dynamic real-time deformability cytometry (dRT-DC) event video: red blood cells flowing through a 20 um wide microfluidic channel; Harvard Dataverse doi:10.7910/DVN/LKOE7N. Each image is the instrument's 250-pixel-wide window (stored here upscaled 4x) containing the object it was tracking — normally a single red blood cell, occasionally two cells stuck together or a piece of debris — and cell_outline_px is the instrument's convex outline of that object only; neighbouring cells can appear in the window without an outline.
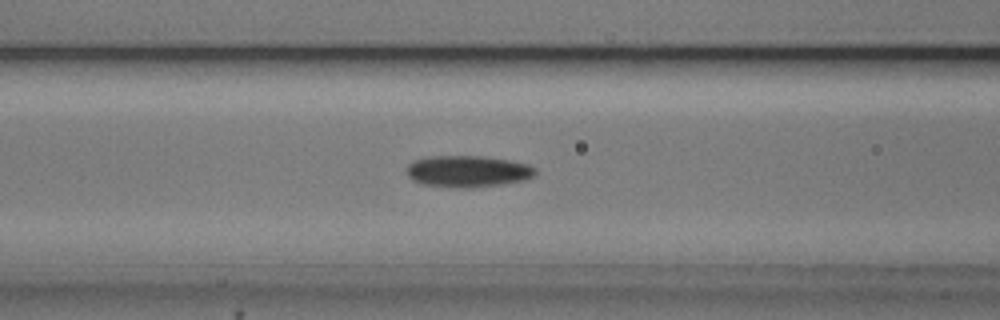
{"species": "common noctule bat (a hibernating species)", "species_latin": "Nyctalus noctula", "temperature_condition": "cold", "stored_images_in_passage": 54, "camera_frame_rate_fps": 3000, "um_per_image_px": 0.085, "animal": {"sex": "male", "body_mass_g": 20.5, "forearm_length_mm": 52.5}, "frame": {"image": 1, "passage_image": 22, "time_ms": 7.0, "image_size_px": [1000, 320], "cell_outline_px": [[536, 176], [524, 180], [500, 184], [468, 188], [464, 188], [424, 184], [412, 180], [408, 176], [408, 164], [412, 160], [428, 156], [484, 156], [512, 160], [528, 164], [536, 168]], "centroid_in_image_um": [39.79, 14.54], "position_along_channel_um": 126.8, "area_um2": 23.76}}
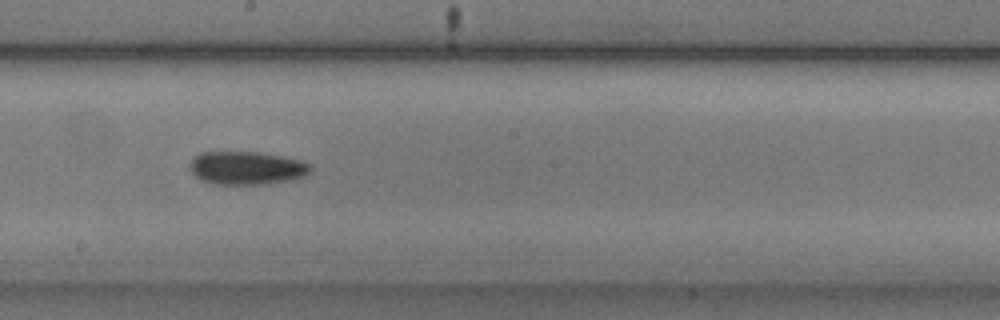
{"frame": {"image": 2, "passage_image": 30, "time_ms": 9.667, "image_size_px": [1000, 320], "cell_outline_px": [[312, 168], [304, 176], [292, 180], [268, 184], [212, 184], [200, 180], [192, 172], [188, 164], [200, 152], [260, 152], [304, 160], [312, 164]], "centroid_in_image_um": [21.0, 14.28], "position_along_channel_um": 227.2, "area_um2": 23.64}}
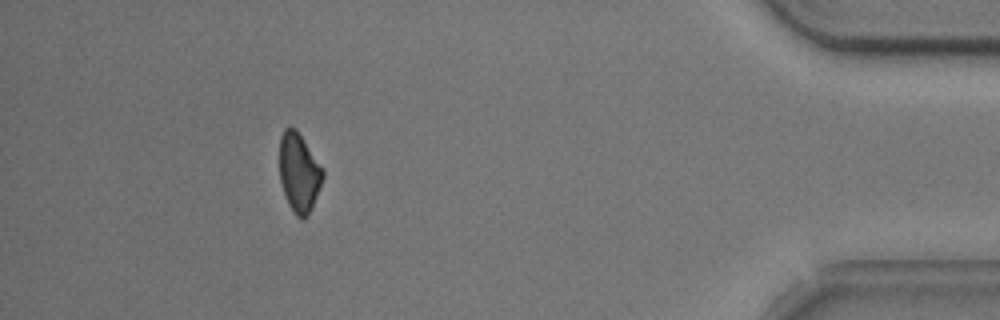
{"frame": {"image": 3, "passage_image": 49, "time_ms": 16.0, "image_size_px": [1000, 320], "cell_outline_px": [[324, 176], [312, 208], [308, 216], [304, 220], [300, 220], [296, 216], [288, 204], [280, 180], [280, 136], [284, 128], [296, 128], [324, 168]], "centroid_in_image_um": [25.43, 14.68], "position_along_channel_um": 409.8, "area_um2": 20.11}, "authors_computed_cell_mechanics": {"area_um2": 21.8484, "velocity_mm_per_s": 3.7606, "shape_relaxation_time_tau1_ms": 4.3404, "shape_relaxation_time_tau2_ms": 10.6594, "deformation_change_tau1": 0.1038, "deformation_change_tau2": 0.1675}}